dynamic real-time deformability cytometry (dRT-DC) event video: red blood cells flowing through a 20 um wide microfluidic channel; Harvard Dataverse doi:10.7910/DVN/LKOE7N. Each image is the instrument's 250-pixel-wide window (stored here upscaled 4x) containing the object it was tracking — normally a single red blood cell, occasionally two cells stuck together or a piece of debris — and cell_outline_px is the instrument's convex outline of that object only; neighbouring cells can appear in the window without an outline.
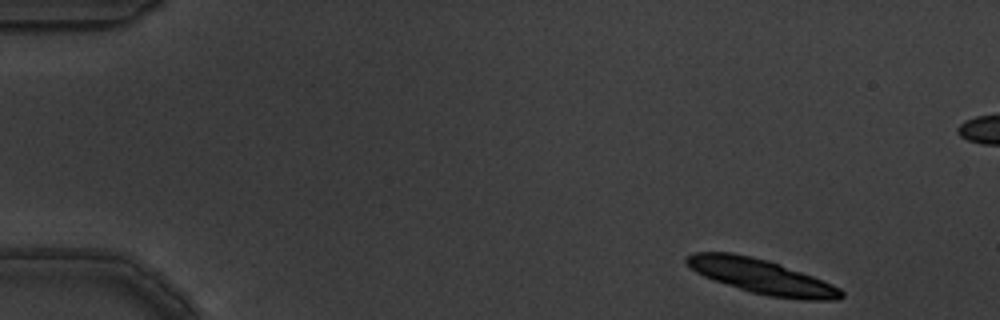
{"species": "common noctule bat (a hibernating species)", "species_latin": "Nyctalus noctula", "temperature_condition": "warm", "stored_images_in_passage": 7, "camera_frame_rate_fps": 3000, "um_per_image_px": 0.085, "animal": {"sex": "male", "body_mass_g": 19.5, "forearm_length_mm": 54.6}, "frame": {"image": 1, "passage_image": 1, "time_ms": 0.0, "image_size_px": [1000, 320], "cell_outline_px": [[844, 296], [840, 300], [804, 300], [768, 296], [752, 292], [704, 276], [696, 272], [684, 260], [692, 252], [732, 252], [752, 256], [768, 260], [780, 264], [824, 280], [840, 288], [844, 292]], "centroid_in_image_um": [64.79, 23.5], "position_along_channel_um": 20.2, "area_um2": 30.98}}